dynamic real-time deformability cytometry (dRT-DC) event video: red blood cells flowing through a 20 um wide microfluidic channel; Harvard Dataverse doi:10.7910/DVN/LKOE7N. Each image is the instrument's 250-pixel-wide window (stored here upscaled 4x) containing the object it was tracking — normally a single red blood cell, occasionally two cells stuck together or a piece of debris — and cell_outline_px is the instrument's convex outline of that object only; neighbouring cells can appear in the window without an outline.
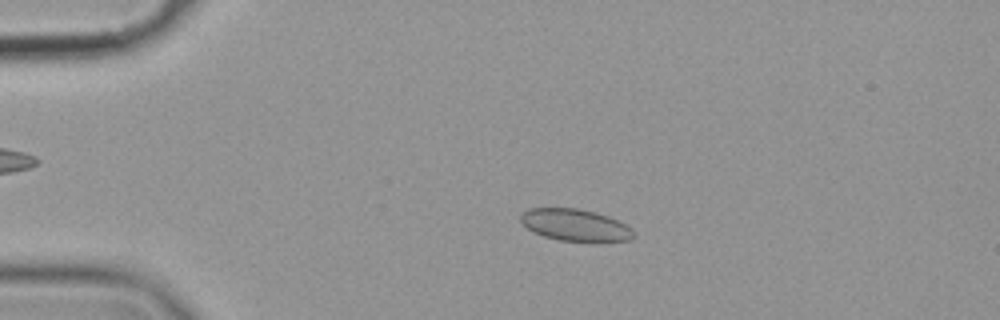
{"species": "common noctule bat (a hibernating species)", "species_latin": "Nyctalus noctula", "temperature_condition": "cold", "stored_images_in_passage": 56, "camera_frame_rate_fps": 3000, "um_per_image_px": 0.085, "animal": {"sex": "female", "body_mass_g": 19.9}, "frame": {"image": 1, "passage_image": 12, "time_ms": 3.667, "image_size_px": [1000, 320], "cell_outline_px": [[636, 236], [632, 240], [560, 240], [544, 236], [532, 232], [520, 220], [520, 216], [528, 208], [576, 208], [596, 212], [608, 216], [632, 228]], "centroid_in_image_um": [48.88, 19.11], "position_along_channel_um": 36.1, "area_um2": 20.63}}
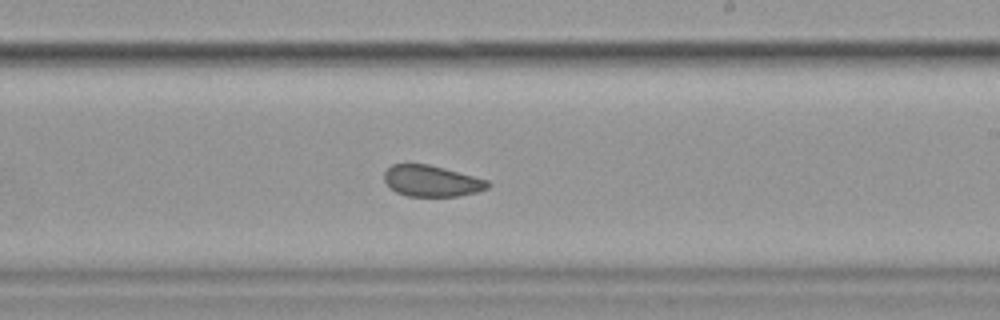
{"frame": {"image": 2, "passage_image": 34, "time_ms": 11.0, "image_size_px": [1000, 320], "cell_outline_px": [[492, 184], [488, 188], [476, 192], [456, 196], [408, 196], [396, 192], [384, 180], [384, 172], [392, 164], [428, 164], [444, 168], [488, 180]], "centroid_in_image_um": [36.7, 15.38], "position_along_channel_um": 252.3, "area_um2": 18.67}}
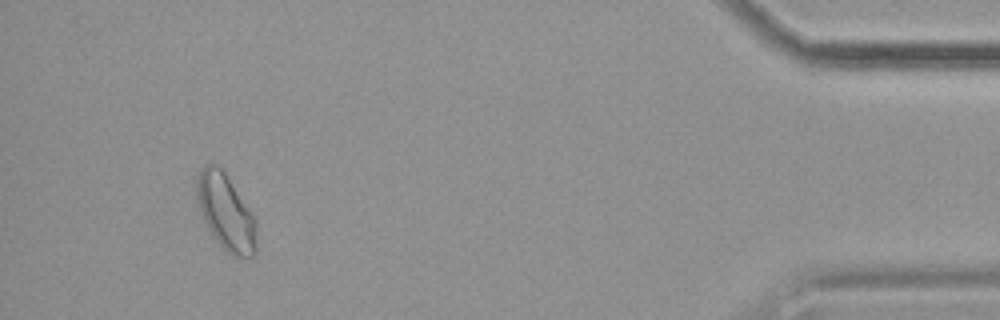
{"frame": {"image": 3, "passage_image": 53, "time_ms": 17.333, "image_size_px": [1000, 320], "cell_outline_px": [[256, 252], [252, 256], [232, 256], [212, 236], [200, 212], [196, 196], [196, 176], [200, 168], [204, 164], [220, 164], [256, 220]], "centroid_in_image_um": [19.16, 17.98], "position_along_channel_um": 416.0, "area_um2": 26.53}, "authors_computed_cell_mechanics": {"area_um2": 21.0681, "velocity_mm_per_s": 3.5407, "shape_relaxation_time_tau1_ms": null, "shape_relaxation_time_tau2_ms": 2.1854, "deformation_change_tau1": null, "deformation_change_tau2": 0.0655}}